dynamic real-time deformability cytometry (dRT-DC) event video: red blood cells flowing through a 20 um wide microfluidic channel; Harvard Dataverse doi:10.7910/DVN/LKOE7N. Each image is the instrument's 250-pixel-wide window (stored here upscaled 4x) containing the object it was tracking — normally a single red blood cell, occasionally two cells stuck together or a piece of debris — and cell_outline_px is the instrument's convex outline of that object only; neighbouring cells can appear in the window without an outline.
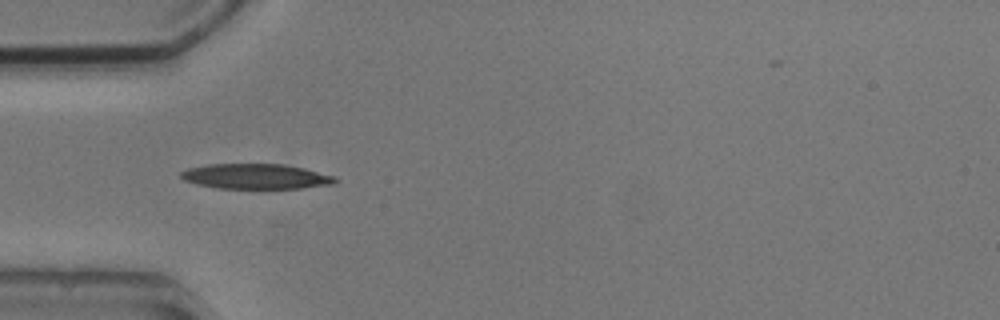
{"species": "common noctule bat (a hibernating species)", "species_latin": "Nyctalus noctula", "temperature_condition": "cold", "stored_images_in_passage": 2, "camera_frame_rate_fps": 3000, "um_per_image_px": 0.085, "animal": {"sex": "male", "body_mass_g": 20.5, "forearm_length_mm": 52.5}, "frame": {"image": 1, "passage_image": 1, "time_ms": 0.0, "image_size_px": [1000, 320], "cell_outline_px": [[340, 180], [336, 184], [300, 188], [216, 188], [196, 184], [184, 180], [180, 176], [180, 172], [188, 168], [208, 164], [284, 164], [304, 168], [336, 176]], "centroid_in_image_um": [21.79, 14.99], "position_along_channel_um": 63.2, "area_um2": 22.77}}